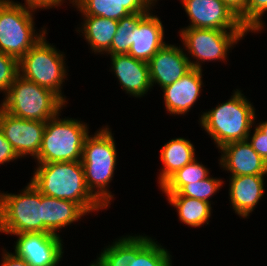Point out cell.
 Segmentation results:
<instances>
[{
	"label": "cell",
	"instance_id": "31",
	"mask_svg": "<svg viewBox=\"0 0 267 266\" xmlns=\"http://www.w3.org/2000/svg\"><path fill=\"white\" fill-rule=\"evenodd\" d=\"M247 141L252 146L253 150L259 154L267 163V136L257 127L253 135L247 137Z\"/></svg>",
	"mask_w": 267,
	"mask_h": 266
},
{
	"label": "cell",
	"instance_id": "22",
	"mask_svg": "<svg viewBox=\"0 0 267 266\" xmlns=\"http://www.w3.org/2000/svg\"><path fill=\"white\" fill-rule=\"evenodd\" d=\"M83 17L82 33L90 44L92 51L102 54L107 53L117 31L118 21L98 16Z\"/></svg>",
	"mask_w": 267,
	"mask_h": 266
},
{
	"label": "cell",
	"instance_id": "3",
	"mask_svg": "<svg viewBox=\"0 0 267 266\" xmlns=\"http://www.w3.org/2000/svg\"><path fill=\"white\" fill-rule=\"evenodd\" d=\"M116 157L115 141L108 127L100 129L94 136H87L81 160L85 182L91 194L105 208L113 197L107 187L114 176Z\"/></svg>",
	"mask_w": 267,
	"mask_h": 266
},
{
	"label": "cell",
	"instance_id": "9",
	"mask_svg": "<svg viewBox=\"0 0 267 266\" xmlns=\"http://www.w3.org/2000/svg\"><path fill=\"white\" fill-rule=\"evenodd\" d=\"M247 32L185 27L180 31V36L188 53L197 59L196 62L190 61L191 68L201 70L200 61L226 60L228 49L237 44Z\"/></svg>",
	"mask_w": 267,
	"mask_h": 266
},
{
	"label": "cell",
	"instance_id": "29",
	"mask_svg": "<svg viewBox=\"0 0 267 266\" xmlns=\"http://www.w3.org/2000/svg\"><path fill=\"white\" fill-rule=\"evenodd\" d=\"M267 11V0H247L245 9V28L248 32L261 31L264 23L261 18Z\"/></svg>",
	"mask_w": 267,
	"mask_h": 266
},
{
	"label": "cell",
	"instance_id": "24",
	"mask_svg": "<svg viewBox=\"0 0 267 266\" xmlns=\"http://www.w3.org/2000/svg\"><path fill=\"white\" fill-rule=\"evenodd\" d=\"M82 16H98L119 21L130 14L118 0H70Z\"/></svg>",
	"mask_w": 267,
	"mask_h": 266
},
{
	"label": "cell",
	"instance_id": "10",
	"mask_svg": "<svg viewBox=\"0 0 267 266\" xmlns=\"http://www.w3.org/2000/svg\"><path fill=\"white\" fill-rule=\"evenodd\" d=\"M46 122L26 120L5 112L0 107V130L18 157L36 158L40 151Z\"/></svg>",
	"mask_w": 267,
	"mask_h": 266
},
{
	"label": "cell",
	"instance_id": "23",
	"mask_svg": "<svg viewBox=\"0 0 267 266\" xmlns=\"http://www.w3.org/2000/svg\"><path fill=\"white\" fill-rule=\"evenodd\" d=\"M170 205L177 208L179 220L192 227H199L209 223L211 204L186 196H167Z\"/></svg>",
	"mask_w": 267,
	"mask_h": 266
},
{
	"label": "cell",
	"instance_id": "5",
	"mask_svg": "<svg viewBox=\"0 0 267 266\" xmlns=\"http://www.w3.org/2000/svg\"><path fill=\"white\" fill-rule=\"evenodd\" d=\"M56 115L45 124L38 163L81 161L83 146L89 135L87 124Z\"/></svg>",
	"mask_w": 267,
	"mask_h": 266
},
{
	"label": "cell",
	"instance_id": "17",
	"mask_svg": "<svg viewBox=\"0 0 267 266\" xmlns=\"http://www.w3.org/2000/svg\"><path fill=\"white\" fill-rule=\"evenodd\" d=\"M160 19L150 11L133 30V44L128 54L135 59L148 62L166 43Z\"/></svg>",
	"mask_w": 267,
	"mask_h": 266
},
{
	"label": "cell",
	"instance_id": "20",
	"mask_svg": "<svg viewBox=\"0 0 267 266\" xmlns=\"http://www.w3.org/2000/svg\"><path fill=\"white\" fill-rule=\"evenodd\" d=\"M150 240V237L140 235L121 237L105 248L90 266H128Z\"/></svg>",
	"mask_w": 267,
	"mask_h": 266
},
{
	"label": "cell",
	"instance_id": "12",
	"mask_svg": "<svg viewBox=\"0 0 267 266\" xmlns=\"http://www.w3.org/2000/svg\"><path fill=\"white\" fill-rule=\"evenodd\" d=\"M191 20L188 28L246 30L239 17L221 0H181Z\"/></svg>",
	"mask_w": 267,
	"mask_h": 266
},
{
	"label": "cell",
	"instance_id": "11",
	"mask_svg": "<svg viewBox=\"0 0 267 266\" xmlns=\"http://www.w3.org/2000/svg\"><path fill=\"white\" fill-rule=\"evenodd\" d=\"M15 254L29 266H57L63 251L59 234L47 232H26L16 234Z\"/></svg>",
	"mask_w": 267,
	"mask_h": 266
},
{
	"label": "cell",
	"instance_id": "8",
	"mask_svg": "<svg viewBox=\"0 0 267 266\" xmlns=\"http://www.w3.org/2000/svg\"><path fill=\"white\" fill-rule=\"evenodd\" d=\"M64 54L46 42L45 35L18 61L19 75L56 93L64 102L61 85L66 78Z\"/></svg>",
	"mask_w": 267,
	"mask_h": 266
},
{
	"label": "cell",
	"instance_id": "2",
	"mask_svg": "<svg viewBox=\"0 0 267 266\" xmlns=\"http://www.w3.org/2000/svg\"><path fill=\"white\" fill-rule=\"evenodd\" d=\"M227 102L218 104L200 118V124L221 148L225 144L246 141L255 120V109L240 90Z\"/></svg>",
	"mask_w": 267,
	"mask_h": 266
},
{
	"label": "cell",
	"instance_id": "7",
	"mask_svg": "<svg viewBox=\"0 0 267 266\" xmlns=\"http://www.w3.org/2000/svg\"><path fill=\"white\" fill-rule=\"evenodd\" d=\"M0 232H43L41 193L31 182L21 194L0 193Z\"/></svg>",
	"mask_w": 267,
	"mask_h": 266
},
{
	"label": "cell",
	"instance_id": "16",
	"mask_svg": "<svg viewBox=\"0 0 267 266\" xmlns=\"http://www.w3.org/2000/svg\"><path fill=\"white\" fill-rule=\"evenodd\" d=\"M112 70L126 93L134 97L144 96L152 88L148 63L129 54L111 55Z\"/></svg>",
	"mask_w": 267,
	"mask_h": 266
},
{
	"label": "cell",
	"instance_id": "21",
	"mask_svg": "<svg viewBox=\"0 0 267 266\" xmlns=\"http://www.w3.org/2000/svg\"><path fill=\"white\" fill-rule=\"evenodd\" d=\"M160 158L164 166L158 178L161 186L177 170L195 159L194 145L185 138L171 139L161 148Z\"/></svg>",
	"mask_w": 267,
	"mask_h": 266
},
{
	"label": "cell",
	"instance_id": "34",
	"mask_svg": "<svg viewBox=\"0 0 267 266\" xmlns=\"http://www.w3.org/2000/svg\"><path fill=\"white\" fill-rule=\"evenodd\" d=\"M223 1L227 7L235 13L241 22V24L245 27V9L247 0H221Z\"/></svg>",
	"mask_w": 267,
	"mask_h": 266
},
{
	"label": "cell",
	"instance_id": "6",
	"mask_svg": "<svg viewBox=\"0 0 267 266\" xmlns=\"http://www.w3.org/2000/svg\"><path fill=\"white\" fill-rule=\"evenodd\" d=\"M33 8L10 0H0V51L18 61L46 35L35 34Z\"/></svg>",
	"mask_w": 267,
	"mask_h": 266
},
{
	"label": "cell",
	"instance_id": "37",
	"mask_svg": "<svg viewBox=\"0 0 267 266\" xmlns=\"http://www.w3.org/2000/svg\"><path fill=\"white\" fill-rule=\"evenodd\" d=\"M257 127L267 136V121L259 123Z\"/></svg>",
	"mask_w": 267,
	"mask_h": 266
},
{
	"label": "cell",
	"instance_id": "19",
	"mask_svg": "<svg viewBox=\"0 0 267 266\" xmlns=\"http://www.w3.org/2000/svg\"><path fill=\"white\" fill-rule=\"evenodd\" d=\"M43 232L57 234L60 228L80 220L87 212L77 203L41 194Z\"/></svg>",
	"mask_w": 267,
	"mask_h": 266
},
{
	"label": "cell",
	"instance_id": "27",
	"mask_svg": "<svg viewBox=\"0 0 267 266\" xmlns=\"http://www.w3.org/2000/svg\"><path fill=\"white\" fill-rule=\"evenodd\" d=\"M171 255L157 241L150 240L128 266H172Z\"/></svg>",
	"mask_w": 267,
	"mask_h": 266
},
{
	"label": "cell",
	"instance_id": "28",
	"mask_svg": "<svg viewBox=\"0 0 267 266\" xmlns=\"http://www.w3.org/2000/svg\"><path fill=\"white\" fill-rule=\"evenodd\" d=\"M223 181L207 177L203 180L183 185L176 193H165L166 196H186L211 203L209 198L221 188Z\"/></svg>",
	"mask_w": 267,
	"mask_h": 266
},
{
	"label": "cell",
	"instance_id": "33",
	"mask_svg": "<svg viewBox=\"0 0 267 266\" xmlns=\"http://www.w3.org/2000/svg\"><path fill=\"white\" fill-rule=\"evenodd\" d=\"M19 158L12 145L4 137V134L0 130V164H5L6 162L14 161Z\"/></svg>",
	"mask_w": 267,
	"mask_h": 266
},
{
	"label": "cell",
	"instance_id": "35",
	"mask_svg": "<svg viewBox=\"0 0 267 266\" xmlns=\"http://www.w3.org/2000/svg\"><path fill=\"white\" fill-rule=\"evenodd\" d=\"M64 0H25L26 6L37 9H49L56 6H61Z\"/></svg>",
	"mask_w": 267,
	"mask_h": 266
},
{
	"label": "cell",
	"instance_id": "26",
	"mask_svg": "<svg viewBox=\"0 0 267 266\" xmlns=\"http://www.w3.org/2000/svg\"><path fill=\"white\" fill-rule=\"evenodd\" d=\"M146 14L147 13H130L128 16L118 21L117 31L113 37L110 50L107 52L108 54H128L133 44V30Z\"/></svg>",
	"mask_w": 267,
	"mask_h": 266
},
{
	"label": "cell",
	"instance_id": "13",
	"mask_svg": "<svg viewBox=\"0 0 267 266\" xmlns=\"http://www.w3.org/2000/svg\"><path fill=\"white\" fill-rule=\"evenodd\" d=\"M190 61L183 49L165 44L147 62L151 85L157 83L163 88L176 82L191 69Z\"/></svg>",
	"mask_w": 267,
	"mask_h": 266
},
{
	"label": "cell",
	"instance_id": "15",
	"mask_svg": "<svg viewBox=\"0 0 267 266\" xmlns=\"http://www.w3.org/2000/svg\"><path fill=\"white\" fill-rule=\"evenodd\" d=\"M202 84V69L191 68L179 80L163 87L167 111L176 115L189 112L201 93Z\"/></svg>",
	"mask_w": 267,
	"mask_h": 266
},
{
	"label": "cell",
	"instance_id": "1",
	"mask_svg": "<svg viewBox=\"0 0 267 266\" xmlns=\"http://www.w3.org/2000/svg\"><path fill=\"white\" fill-rule=\"evenodd\" d=\"M31 183L43 195L79 204L87 213L105 208L89 191L82 161L38 163Z\"/></svg>",
	"mask_w": 267,
	"mask_h": 266
},
{
	"label": "cell",
	"instance_id": "4",
	"mask_svg": "<svg viewBox=\"0 0 267 266\" xmlns=\"http://www.w3.org/2000/svg\"><path fill=\"white\" fill-rule=\"evenodd\" d=\"M65 104L53 91L18 75L0 107L18 118L47 122L59 115Z\"/></svg>",
	"mask_w": 267,
	"mask_h": 266
},
{
	"label": "cell",
	"instance_id": "36",
	"mask_svg": "<svg viewBox=\"0 0 267 266\" xmlns=\"http://www.w3.org/2000/svg\"><path fill=\"white\" fill-rule=\"evenodd\" d=\"M5 251V252H4ZM3 251V260L0 266H29L28 263L23 259L18 257L15 253Z\"/></svg>",
	"mask_w": 267,
	"mask_h": 266
},
{
	"label": "cell",
	"instance_id": "14",
	"mask_svg": "<svg viewBox=\"0 0 267 266\" xmlns=\"http://www.w3.org/2000/svg\"><path fill=\"white\" fill-rule=\"evenodd\" d=\"M219 149L223 152L220 165L230 171L232 176L267 174V163L247 140L231 142Z\"/></svg>",
	"mask_w": 267,
	"mask_h": 266
},
{
	"label": "cell",
	"instance_id": "30",
	"mask_svg": "<svg viewBox=\"0 0 267 266\" xmlns=\"http://www.w3.org/2000/svg\"><path fill=\"white\" fill-rule=\"evenodd\" d=\"M18 75V60L0 51V91L6 95Z\"/></svg>",
	"mask_w": 267,
	"mask_h": 266
},
{
	"label": "cell",
	"instance_id": "32",
	"mask_svg": "<svg viewBox=\"0 0 267 266\" xmlns=\"http://www.w3.org/2000/svg\"><path fill=\"white\" fill-rule=\"evenodd\" d=\"M130 13H148L157 0H118ZM155 1V2H154ZM152 5V6H151Z\"/></svg>",
	"mask_w": 267,
	"mask_h": 266
},
{
	"label": "cell",
	"instance_id": "25",
	"mask_svg": "<svg viewBox=\"0 0 267 266\" xmlns=\"http://www.w3.org/2000/svg\"><path fill=\"white\" fill-rule=\"evenodd\" d=\"M209 177V170L196 158L172 174L161 186L164 193H176L183 185Z\"/></svg>",
	"mask_w": 267,
	"mask_h": 266
},
{
	"label": "cell",
	"instance_id": "18",
	"mask_svg": "<svg viewBox=\"0 0 267 266\" xmlns=\"http://www.w3.org/2000/svg\"><path fill=\"white\" fill-rule=\"evenodd\" d=\"M265 175H242L230 178V203L236 214L247 217L264 195Z\"/></svg>",
	"mask_w": 267,
	"mask_h": 266
}]
</instances>
